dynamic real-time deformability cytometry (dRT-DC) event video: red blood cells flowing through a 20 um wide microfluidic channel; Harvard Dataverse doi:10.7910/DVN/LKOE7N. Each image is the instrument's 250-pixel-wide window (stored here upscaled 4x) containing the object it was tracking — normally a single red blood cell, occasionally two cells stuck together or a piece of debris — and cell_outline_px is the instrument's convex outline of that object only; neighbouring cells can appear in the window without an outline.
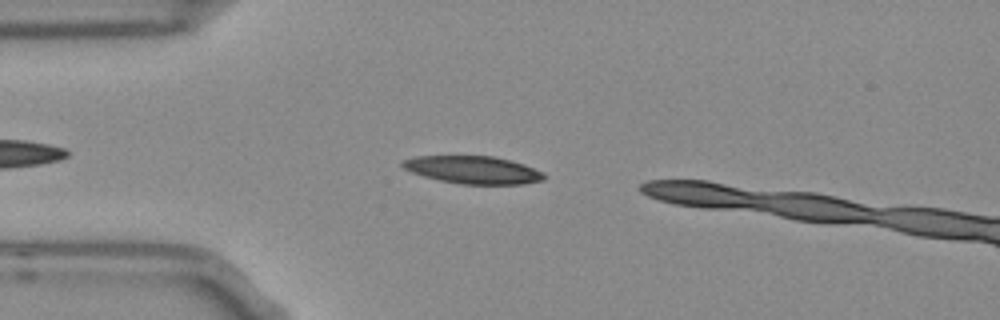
{"species": "Egyptian fruit bat (a non-hibernating species)", "species_latin": "Rousettus aegyptiacus", "temperature_condition": "room temperature", "stored_images_in_passage": 35, "camera_frame_rate_fps": 3000, "um_per_image_px": 0.085, "frame": {"image": 1, "passage_image": 5, "time_ms": 1.333, "image_size_px": [1000, 320], "cell_outline_px": [[548, 176], [544, 180], [524, 184], [460, 184], [440, 180], [424, 176], [412, 172], [404, 168], [400, 164], [400, 160], [416, 156], [492, 156], [524, 164], [544, 172]], "centroid_in_image_um": [40.23, 14.44], "position_along_channel_um": 44.8, "area_um2": 22.89}}
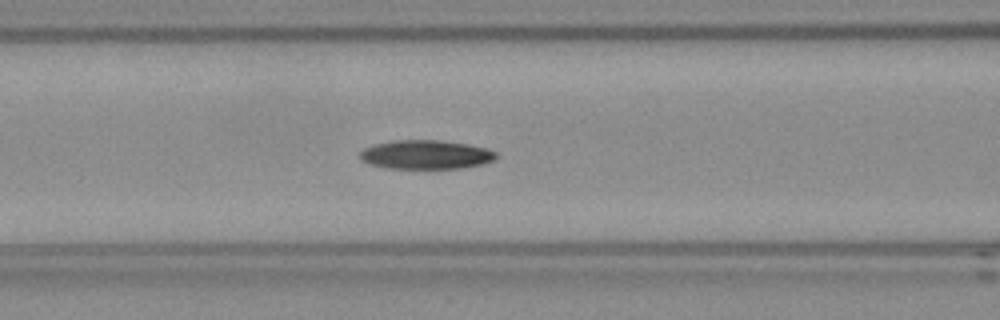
{"frame": {"image": 2, "passage_image": 13, "time_ms": 4.0, "image_size_px": [1000, 320], "cell_outline_px": [[496, 156], [492, 160], [480, 164], [460, 168], [388, 168], [372, 164], [364, 160], [360, 156], [360, 152], [364, 148], [376, 144], [396, 140], [440, 140], [468, 144], [488, 148], [496, 152]], "centroid_in_image_um": [36.22, 13.13], "position_along_channel_um": 130.4, "area_um2": 22.6}}
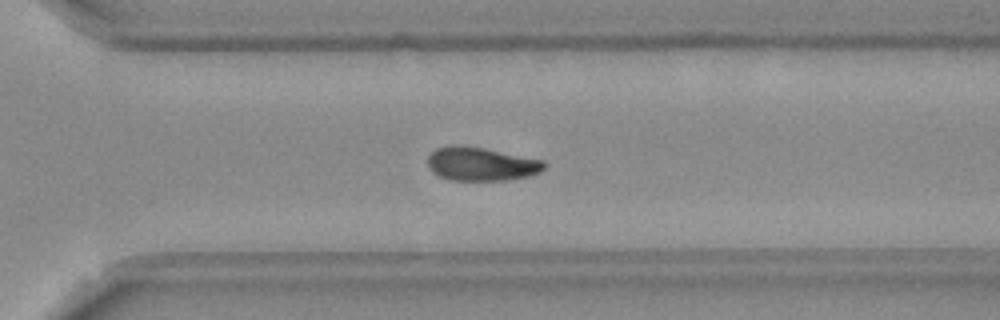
{"frame": {"image": 3, "passage_image": 29, "time_ms": 9.333, "image_size_px": [1000, 320], "cell_outline_px": [[548, 164], [540, 172], [528, 176], [504, 180], [452, 180], [440, 176], [432, 172], [428, 168], [428, 156], [436, 148], [452, 144], [460, 144], [484, 148], [544, 160]], "centroid_in_image_um": [40.89, 13.92], "position_along_channel_um": 329.7, "area_um2": 22.95}}